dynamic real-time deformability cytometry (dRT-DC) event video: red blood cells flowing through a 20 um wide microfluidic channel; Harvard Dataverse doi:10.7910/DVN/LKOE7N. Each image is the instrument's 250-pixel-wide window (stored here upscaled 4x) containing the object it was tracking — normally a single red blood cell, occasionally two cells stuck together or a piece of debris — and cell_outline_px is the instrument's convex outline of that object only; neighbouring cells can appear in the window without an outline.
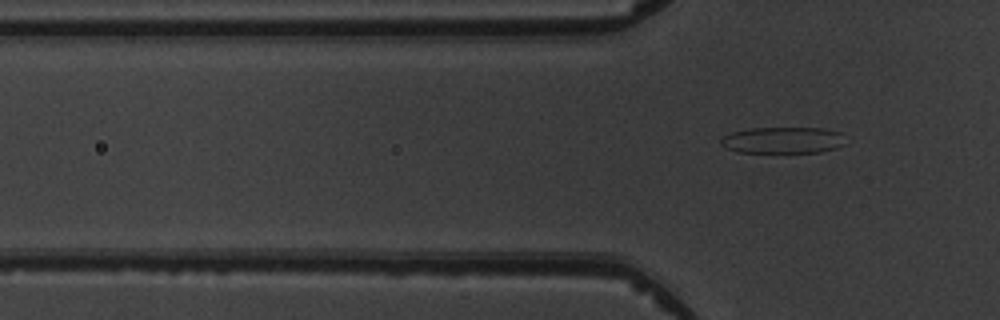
{"species": "common noctule bat (a hibernating species)", "species_latin": "Nyctalus noctula", "temperature_condition": "warm", "stored_images_in_passage": 7, "camera_frame_rate_fps": 3000, "um_per_image_px": 0.085, "animal": {"sex": "male", "body_mass_g": 19.5, "forearm_length_mm": 54.6}, "frame": {"image": 1, "passage_image": 7, "time_ms": 7.667, "image_size_px": [1000, 320], "cell_outline_px": [[844, 144], [836, 148], [820, 152], [736, 152], [724, 148], [720, 144], [720, 140], [724, 136], [732, 132], [748, 128], [824, 128], [840, 132]], "centroid_in_image_um": [66.49, 11.91], "position_along_channel_um": 59.3, "area_um2": 19.19}}